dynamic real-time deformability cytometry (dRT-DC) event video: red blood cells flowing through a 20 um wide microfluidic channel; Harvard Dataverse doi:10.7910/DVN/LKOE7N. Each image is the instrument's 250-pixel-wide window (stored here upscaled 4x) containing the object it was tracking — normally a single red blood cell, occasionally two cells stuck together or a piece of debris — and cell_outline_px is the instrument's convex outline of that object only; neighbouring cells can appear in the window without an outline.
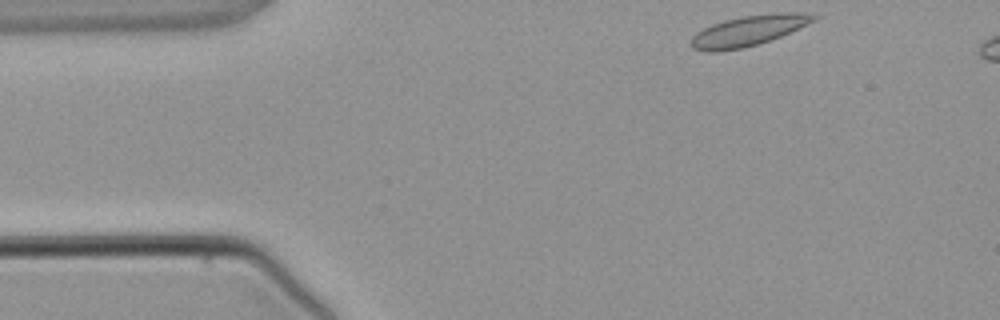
{"species": "common noctule bat (a hibernating species)", "species_latin": "Nyctalus noctula", "temperature_condition": "warm", "stored_images_in_passage": 3, "camera_frame_rate_fps": 3000, "um_per_image_px": 0.085, "animal": {"sex": "male", "body_mass_g": 21.5, "forearm_length_mm": 52.0}, "frame": {"image": 1, "passage_image": 1, "time_ms": 0.0, "image_size_px": [1000, 320], "cell_outline_px": [[820, 16], [816, 20], [780, 36], [744, 48], [720, 52], [704, 52], [692, 48], [688, 44], [692, 36], [696, 32], [712, 24], [724, 20], [744, 16], [776, 12], [808, 12]], "centroid_in_image_um": [63.59, 2.61], "position_along_channel_um": 21.4, "area_um2": 21.96}}